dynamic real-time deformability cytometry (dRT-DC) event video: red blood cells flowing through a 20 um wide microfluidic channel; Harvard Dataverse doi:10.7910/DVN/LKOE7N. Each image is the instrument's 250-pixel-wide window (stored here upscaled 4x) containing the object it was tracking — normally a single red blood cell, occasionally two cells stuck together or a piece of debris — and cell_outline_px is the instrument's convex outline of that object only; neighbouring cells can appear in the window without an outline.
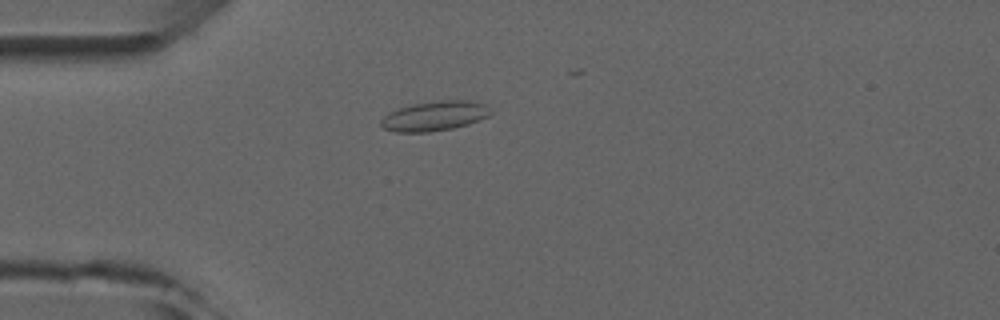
{"species": "common noctule bat (a hibernating species)", "species_latin": "Nyctalus noctula", "temperature_condition": "room temperature", "stored_images_in_passage": 1, "camera_frame_rate_fps": 3000, "um_per_image_px": 0.085, "animal": {"sex": "male", "forearm_length_mm": 52.5}, "frame": {"image": 1, "passage_image": 1, "time_ms": 0.0, "image_size_px": [1000, 320], "cell_outline_px": [[492, 112], [488, 116], [468, 124], [452, 128], [428, 132], [396, 132], [384, 128], [380, 124], [380, 120], [384, 116], [400, 108], [412, 104], [440, 100], [468, 100], [484, 104]], "centroid_in_image_um": [36.94, 9.86], "position_along_channel_um": 48.1, "area_um2": 18.73}}